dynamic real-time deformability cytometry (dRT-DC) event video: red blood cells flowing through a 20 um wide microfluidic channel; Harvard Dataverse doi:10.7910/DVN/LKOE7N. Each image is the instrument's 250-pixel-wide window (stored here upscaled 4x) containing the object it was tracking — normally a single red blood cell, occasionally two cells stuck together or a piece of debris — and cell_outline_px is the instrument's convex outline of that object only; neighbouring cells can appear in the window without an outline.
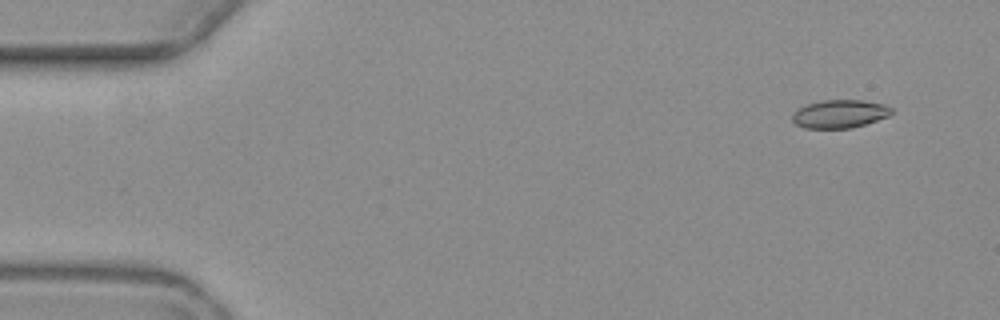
{"species": "common noctule bat (a hibernating species)", "species_latin": "Nyctalus noctula", "temperature_condition": "warm", "stored_images_in_passage": 8, "camera_frame_rate_fps": 3000, "um_per_image_px": 0.085, "animal": {"sex": "female", "body_mass_g": 19.3, "forearm_length_mm": 54.1}, "frame": {"image": 1, "passage_image": 1, "time_ms": 0.0, "image_size_px": [1000, 320], "cell_outline_px": [[892, 112], [888, 116], [852, 128], [804, 128], [796, 124], [792, 120], [792, 112], [808, 104], [824, 100], [860, 100], [884, 104], [892, 108]], "centroid_in_image_um": [71.36, 9.68], "position_along_channel_um": 13.6, "area_um2": 16.13}}
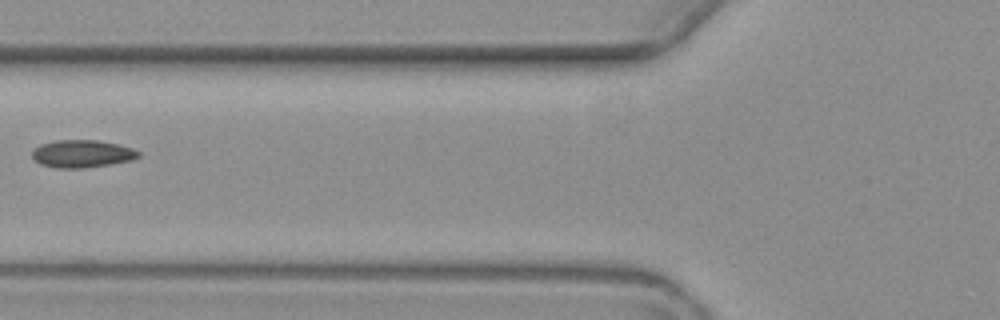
{"frame": {"image": 2, "passage_image": 6, "time_ms": 6.333, "image_size_px": [1000, 320], "cell_outline_px": [[140, 156], [132, 160], [84, 168], [56, 168], [40, 164], [32, 160], [32, 148], [40, 144], [56, 140], [96, 140], [120, 144], [132, 148], [140, 152]], "centroid_in_image_um": [6.94, 13.06], "position_along_channel_um": 118.9, "area_um2": 17.28}}
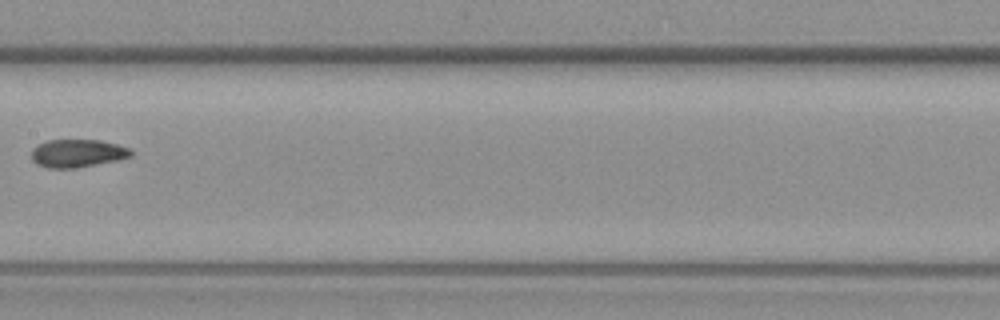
{"frame": {"image": 3, "passage_image": 8, "time_ms": 8.667, "image_size_px": [1000, 320], "cell_outline_px": [[132, 156], [116, 160], [76, 168], [48, 168], [36, 164], [32, 160], [32, 148], [48, 140], [100, 140], [132, 148]], "centroid_in_image_um": [6.59, 13.03], "position_along_channel_um": 200.8, "area_um2": 16.18}}